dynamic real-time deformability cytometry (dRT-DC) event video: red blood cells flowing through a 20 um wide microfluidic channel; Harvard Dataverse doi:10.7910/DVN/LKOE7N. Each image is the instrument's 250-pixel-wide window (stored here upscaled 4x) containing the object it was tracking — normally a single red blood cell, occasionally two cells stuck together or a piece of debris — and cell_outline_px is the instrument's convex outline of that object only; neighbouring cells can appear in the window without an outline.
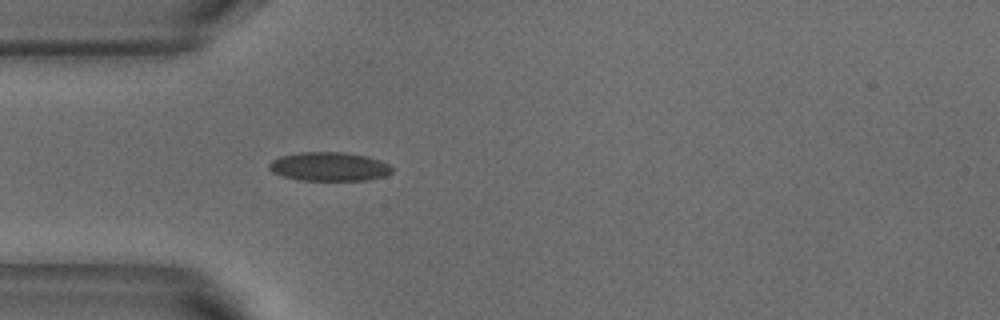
{"species": "common noctule bat (a hibernating species)", "species_latin": "Nyctalus noctula", "temperature_condition": "warm", "stored_images_in_passage": 3, "camera_frame_rate_fps": 3000, "um_per_image_px": 0.085, "animal": {"sex": "male", "body_mass_g": 18.8}, "frame": {"image": 1, "passage_image": 3, "time_ms": 0.667, "image_size_px": [1000, 320], "cell_outline_px": [[392, 172], [384, 176], [368, 180], [296, 180], [272, 172], [268, 168], [268, 164], [272, 160], [280, 156], [300, 152], [344, 152], [368, 156], [380, 160], [388, 164], [392, 168]], "centroid_in_image_um": [27.97, 14.15], "position_along_channel_um": 57.0, "area_um2": 20.75}}